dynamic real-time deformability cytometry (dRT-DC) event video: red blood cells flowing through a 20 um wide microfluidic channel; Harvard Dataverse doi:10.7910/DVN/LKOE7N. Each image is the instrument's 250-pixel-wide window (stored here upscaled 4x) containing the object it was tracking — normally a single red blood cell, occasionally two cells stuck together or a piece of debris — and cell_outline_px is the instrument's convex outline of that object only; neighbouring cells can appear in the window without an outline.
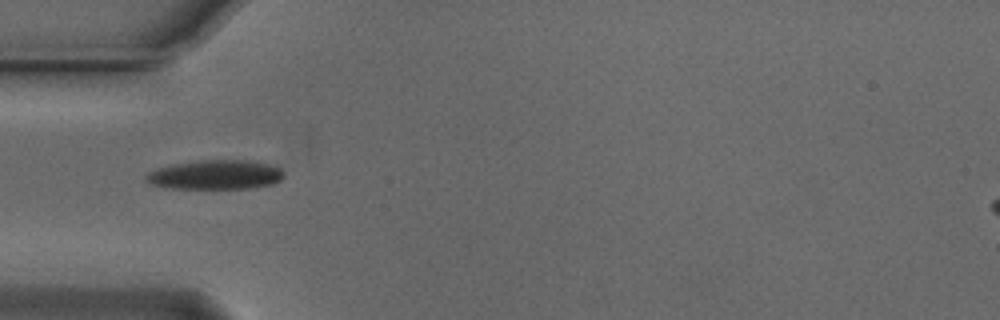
{"species": "Egyptian fruit bat (a non-hibernating species)", "species_latin": "Rousettus aegyptiacus", "temperature_condition": "cold", "stored_images_in_passage": 38, "camera_frame_rate_fps": 3000, "um_per_image_px": 0.085, "animal": {"sex": "male"}, "frame": {"image": 1, "passage_image": 1, "time_ms": 0.0, "image_size_px": [1000, 320], "cell_outline_px": [[284, 176], [280, 180], [272, 184], [248, 188], [172, 188], [148, 184], [144, 180], [144, 176], [148, 172], [156, 168], [172, 164], [200, 160], [248, 160], [268, 164], [280, 168], [284, 172]], "centroid_in_image_um": [18.26, 14.85], "position_along_channel_um": 66.7, "area_um2": 23.64}}
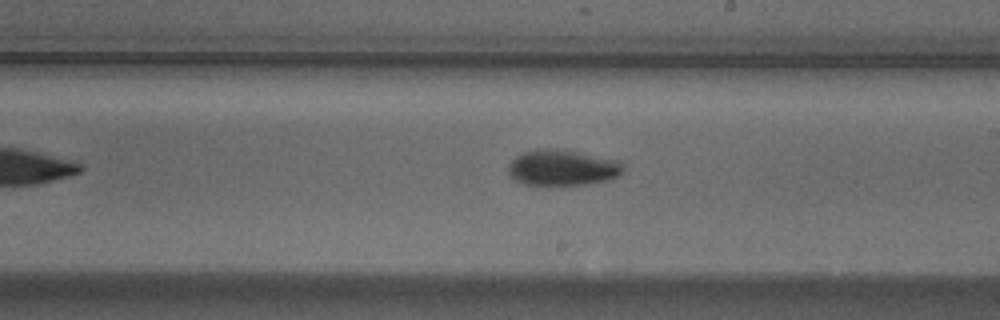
{"frame": {"image": 2, "passage_image": 15, "time_ms": 4.667, "image_size_px": [1000, 320], "cell_outline_px": [[624, 172], [612, 180], [584, 184], [524, 184], [508, 176], [508, 164], [516, 156], [524, 152], [536, 148], [560, 148], [620, 160], [624, 168]], "centroid_in_image_um": [47.83, 14.23], "position_along_channel_um": 241.2, "area_um2": 24.33}}
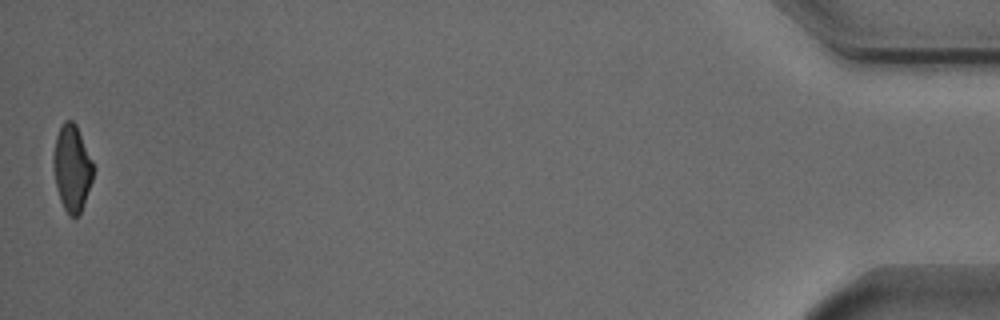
{"frame": {"image": 3, "passage_image": 38, "time_ms": 12.333, "image_size_px": [1000, 320], "cell_outline_px": [[96, 168], [84, 204], [80, 212], [76, 216], [68, 216], [60, 200], [56, 184], [52, 164], [56, 136], [64, 120], [72, 120], [76, 124]], "centroid_in_image_um": [6.13, 14.28], "position_along_channel_um": 429.1, "area_um2": 20.11}, "authors_computed_cell_mechanics": {"area_um2": 22.0218, "velocity_mm_per_s": 3.752, "shape_relaxation_time_tau1_ms": 3.0037, "shape_relaxation_time_tau2_ms": null, "deformation_change_tau1": 0.1318, "deformation_change_tau2": null}}